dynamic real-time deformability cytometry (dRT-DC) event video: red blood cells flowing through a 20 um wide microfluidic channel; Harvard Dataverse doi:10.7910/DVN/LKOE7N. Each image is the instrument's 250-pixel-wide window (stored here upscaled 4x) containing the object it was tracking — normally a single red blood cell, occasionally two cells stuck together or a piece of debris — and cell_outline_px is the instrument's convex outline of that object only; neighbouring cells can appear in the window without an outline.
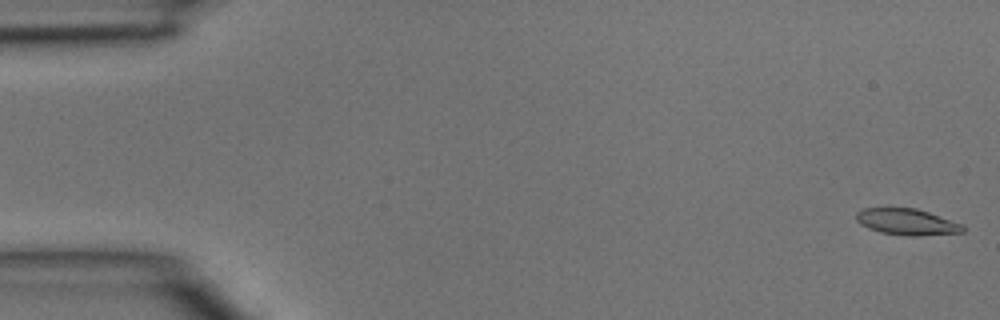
{"species": "common noctule bat (a hibernating species)", "species_latin": "Nyctalus noctula", "temperature_condition": "room temperature", "stored_images_in_passage": 45, "camera_frame_rate_fps": 3000, "um_per_image_px": 0.085, "animal": {"sex": "male", "body_mass_g": 15.6}, "frame": {"image": 1, "passage_image": 1, "time_ms": 0.0, "image_size_px": [1000, 320], "cell_outline_px": [[964, 232], [920, 236], [912, 236], [880, 232], [868, 228], [860, 224], [856, 220], [856, 212], [864, 208], [916, 208], [964, 224]], "centroid_in_image_um": [77.1, 18.86], "position_along_channel_um": 7.9, "area_um2": 16.36}}
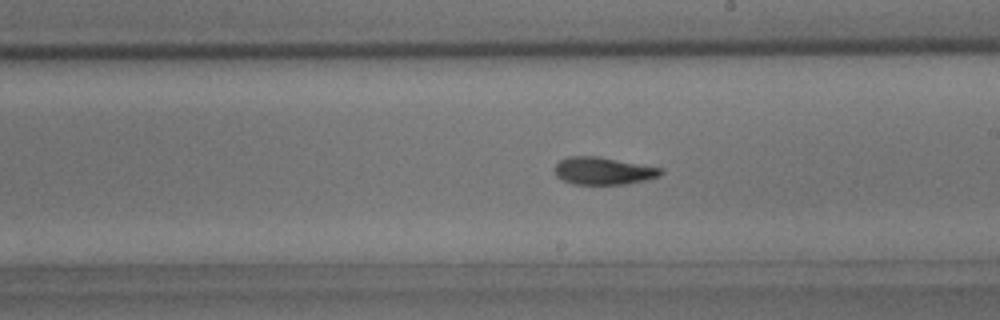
{"frame": {"image": 2, "passage_image": 26, "time_ms": 8.333, "image_size_px": [1000, 320], "cell_outline_px": [[664, 172], [660, 176], [644, 180], [624, 184], [572, 184], [556, 176], [552, 168], [560, 160], [568, 156], [596, 156], [664, 168]], "centroid_in_image_um": [51.26, 14.52], "position_along_channel_um": 237.7, "area_um2": 17.05}}
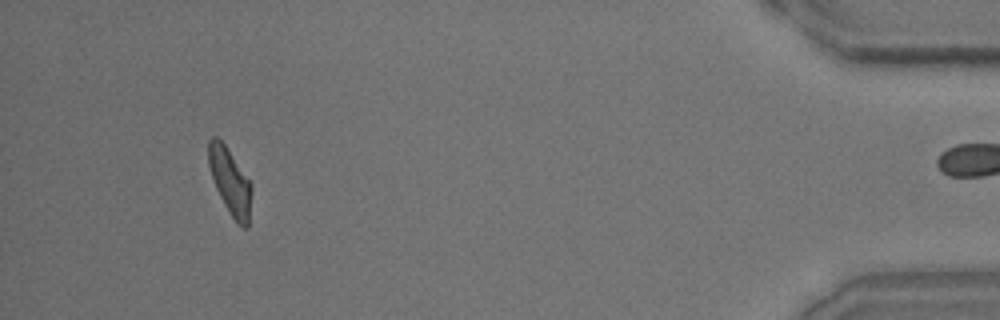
{"frame": {"image": 3, "passage_image": 43, "time_ms": 14.0, "image_size_px": [1000, 320], "cell_outline_px": [[252, 192], [248, 228], [244, 228], [232, 216], [224, 204], [216, 188], [208, 164], [208, 140], [212, 136], [216, 136], [224, 144], [252, 184]], "centroid_in_image_um": [19.56, 15.41], "position_along_channel_um": 415.6, "area_um2": 16.36}}